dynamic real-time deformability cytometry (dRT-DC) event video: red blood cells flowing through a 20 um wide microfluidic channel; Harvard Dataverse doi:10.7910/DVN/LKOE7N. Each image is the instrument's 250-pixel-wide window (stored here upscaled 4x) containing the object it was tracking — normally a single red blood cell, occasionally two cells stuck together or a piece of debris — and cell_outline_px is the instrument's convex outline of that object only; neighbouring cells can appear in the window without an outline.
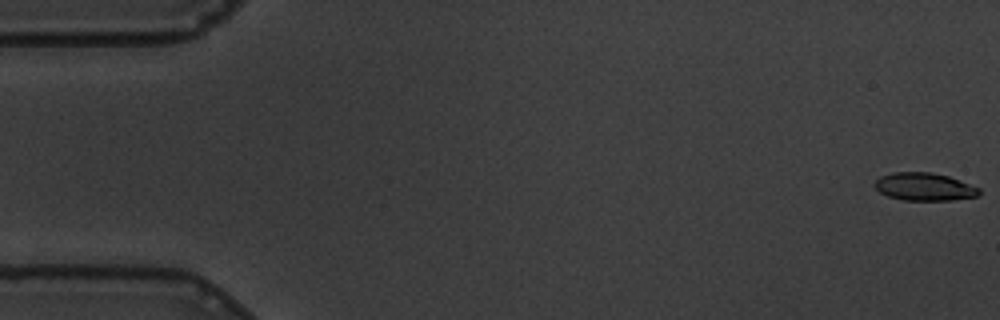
{"species": "common noctule bat (a hibernating species)", "species_latin": "Nyctalus noctula", "temperature_condition": "warm", "stored_images_in_passage": 58, "camera_frame_rate_fps": 3000, "um_per_image_px": 0.085, "animal": {"sex": "male", "body_mass_g": 19.5, "forearm_length_mm": 54.6}, "frame": {"image": 1, "passage_image": 1, "time_ms": 0.0, "image_size_px": [1000, 320], "cell_outline_px": [[980, 196], [952, 200], [904, 200], [888, 196], [880, 192], [872, 184], [880, 176], [892, 172], [932, 172], [948, 176], [980, 188]], "centroid_in_image_um": [78.56, 15.87], "position_along_channel_um": 6.4, "area_um2": 16.99}}
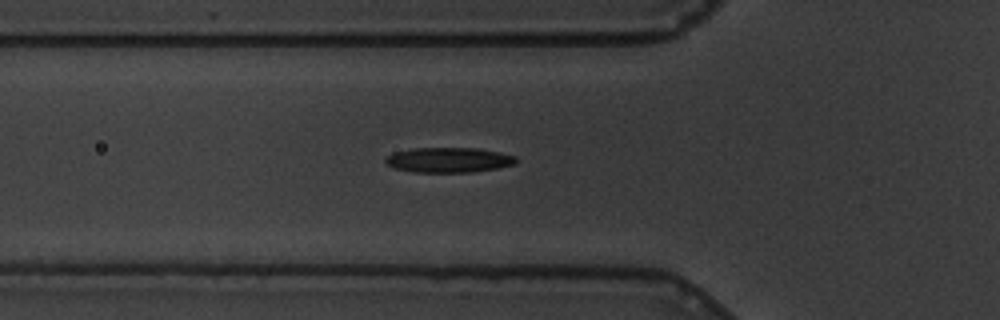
{"frame": {"image": 2, "passage_image": 20, "time_ms": 6.333, "image_size_px": [1000, 320], "cell_outline_px": [[516, 164], [496, 168], [472, 172], [416, 172], [392, 168], [384, 160], [392, 152], [412, 148], [476, 148], [500, 152], [516, 156]], "centroid_in_image_um": [38.13, 13.59], "position_along_channel_um": 87.7, "area_um2": 19.07}}
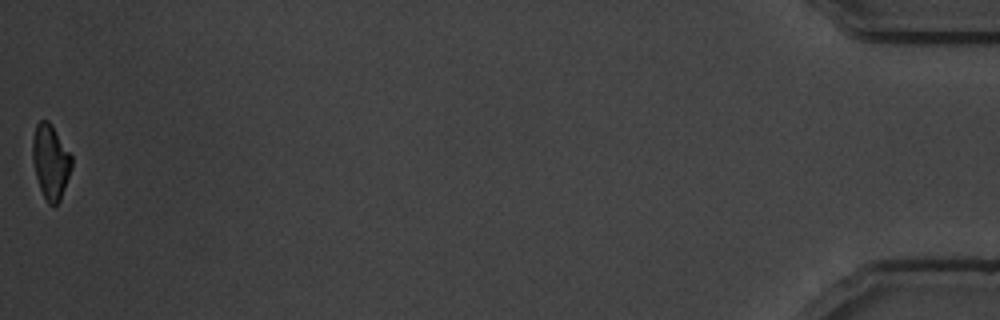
{"frame": {"image": 3, "passage_image": 58, "time_ms": 19.0, "image_size_px": [1000, 320], "cell_outline_px": [[72, 168], [60, 200], [56, 204], [48, 204], [40, 188], [36, 176], [32, 160], [32, 140], [36, 124], [40, 120], [48, 120], [52, 124], [72, 156]], "centroid_in_image_um": [4.3, 13.71], "position_along_channel_um": 430.9, "area_um2": 16.99}, "authors_computed_cell_mechanics": {"area_um2": 18.496, "velocity_mm_per_s": 3.5007, "shape_relaxation_time_tau1_ms": 4.0781, "shape_relaxation_time_tau2_ms": 2.8448, "deformation_change_tau1": 0.1387, "deformation_change_tau2": 0.1161}}